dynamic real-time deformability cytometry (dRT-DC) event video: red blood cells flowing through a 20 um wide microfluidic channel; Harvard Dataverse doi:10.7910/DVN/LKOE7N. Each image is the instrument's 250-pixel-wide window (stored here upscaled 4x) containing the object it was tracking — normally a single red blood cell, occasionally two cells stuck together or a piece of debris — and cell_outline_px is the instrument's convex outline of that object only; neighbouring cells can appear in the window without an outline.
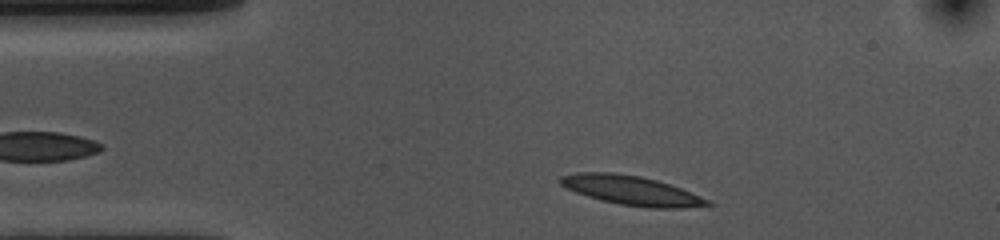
{"species": "common noctule bat (a hibernating species)", "species_latin": "Nyctalus noctula", "temperature_condition": "cold", "stored_images_in_passage": 37, "camera_frame_rate_fps": 3000, "um_per_image_px": 0.085, "animal": {"sex": "female", "body_mass_g": 10.0, "forearm_length_mm": 53.1}, "frame": {"image": 1, "passage_image": 3, "time_ms": 0.667, "image_size_px": [1000, 240], "cell_outline_px": [[712, 204], [680, 208], [648, 208], [620, 204], [600, 200], [576, 192], [560, 184], [556, 180], [560, 176], [576, 172], [612, 172], [640, 176], [656, 180], [680, 188], [700, 196], [708, 200]], "centroid_in_image_um": [53.59, 16.17], "position_along_channel_um": 31.4, "area_um2": 24.85}}
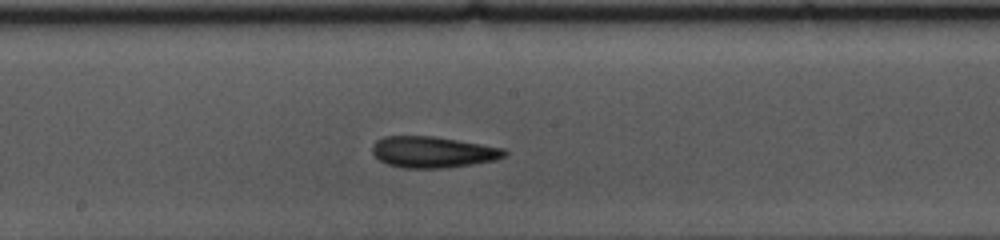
{"frame": {"image": 2, "passage_image": 21, "time_ms": 6.667, "image_size_px": [1000, 240], "cell_outline_px": [[508, 152], [504, 156], [496, 160], [472, 164], [444, 168], [404, 168], [388, 164], [380, 160], [372, 152], [372, 148], [376, 140], [384, 136], [436, 136], [504, 148]], "centroid_in_image_um": [36.8, 12.92], "position_along_channel_um": 211.4, "area_um2": 24.04}}
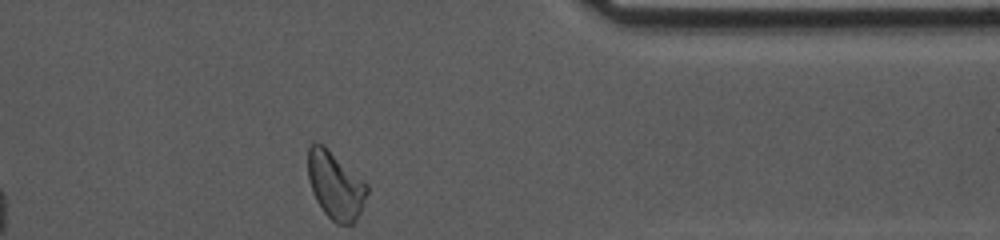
{"frame": {"image": 3, "passage_image": 37, "time_ms": 12.0, "image_size_px": [1000, 240], "cell_outline_px": [[368, 192], [360, 212], [356, 220], [352, 224], [336, 224], [324, 212], [316, 200], [312, 192], [308, 180], [308, 148], [312, 140], [316, 140], [324, 144], [368, 184]], "centroid_in_image_um": [28.49, 15.71], "position_along_channel_um": 382.9, "area_um2": 23.52}, "authors_computed_cell_mechanics": {"area_um2": 23.5824, "velocity_mm_per_s": 3.5626, "shape_relaxation_time_tau1_ms": 10.4553, "shape_relaxation_time_tau2_ms": 4.4748, "deformation_change_tau1": 0.1883, "deformation_change_tau2": 0.1239}}